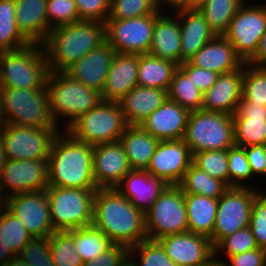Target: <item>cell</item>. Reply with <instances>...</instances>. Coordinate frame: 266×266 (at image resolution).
Segmentation results:
<instances>
[{"label":"cell","mask_w":266,"mask_h":266,"mask_svg":"<svg viewBox=\"0 0 266 266\" xmlns=\"http://www.w3.org/2000/svg\"><path fill=\"white\" fill-rule=\"evenodd\" d=\"M93 210L92 225L113 244L131 248L147 239L145 213L136 209L116 188H98Z\"/></svg>","instance_id":"obj_1"},{"label":"cell","mask_w":266,"mask_h":266,"mask_svg":"<svg viewBox=\"0 0 266 266\" xmlns=\"http://www.w3.org/2000/svg\"><path fill=\"white\" fill-rule=\"evenodd\" d=\"M106 41L105 23L81 20L51 29L43 43L49 71L64 72Z\"/></svg>","instance_id":"obj_2"},{"label":"cell","mask_w":266,"mask_h":266,"mask_svg":"<svg viewBox=\"0 0 266 266\" xmlns=\"http://www.w3.org/2000/svg\"><path fill=\"white\" fill-rule=\"evenodd\" d=\"M54 138L48 157V186L97 188L93 176V146L76 140L69 133Z\"/></svg>","instance_id":"obj_3"},{"label":"cell","mask_w":266,"mask_h":266,"mask_svg":"<svg viewBox=\"0 0 266 266\" xmlns=\"http://www.w3.org/2000/svg\"><path fill=\"white\" fill-rule=\"evenodd\" d=\"M48 74L43 44L31 43L16 51L0 53V87L46 88Z\"/></svg>","instance_id":"obj_4"},{"label":"cell","mask_w":266,"mask_h":266,"mask_svg":"<svg viewBox=\"0 0 266 266\" xmlns=\"http://www.w3.org/2000/svg\"><path fill=\"white\" fill-rule=\"evenodd\" d=\"M6 124L36 128H57L51 115L47 88L0 87Z\"/></svg>","instance_id":"obj_5"},{"label":"cell","mask_w":266,"mask_h":266,"mask_svg":"<svg viewBox=\"0 0 266 266\" xmlns=\"http://www.w3.org/2000/svg\"><path fill=\"white\" fill-rule=\"evenodd\" d=\"M46 88L54 121L57 122L58 115L69 117L68 126L102 101L101 92L85 86L65 72L49 71Z\"/></svg>","instance_id":"obj_6"},{"label":"cell","mask_w":266,"mask_h":266,"mask_svg":"<svg viewBox=\"0 0 266 266\" xmlns=\"http://www.w3.org/2000/svg\"><path fill=\"white\" fill-rule=\"evenodd\" d=\"M97 189L48 186L46 192L54 231H71L91 226Z\"/></svg>","instance_id":"obj_7"},{"label":"cell","mask_w":266,"mask_h":266,"mask_svg":"<svg viewBox=\"0 0 266 266\" xmlns=\"http://www.w3.org/2000/svg\"><path fill=\"white\" fill-rule=\"evenodd\" d=\"M127 126L119 103L102 100L73 121L67 132L76 140L95 146L119 141Z\"/></svg>","instance_id":"obj_8"},{"label":"cell","mask_w":266,"mask_h":266,"mask_svg":"<svg viewBox=\"0 0 266 266\" xmlns=\"http://www.w3.org/2000/svg\"><path fill=\"white\" fill-rule=\"evenodd\" d=\"M182 140L191 154L229 149L235 145L233 115L204 110L192 111Z\"/></svg>","instance_id":"obj_9"},{"label":"cell","mask_w":266,"mask_h":266,"mask_svg":"<svg viewBox=\"0 0 266 266\" xmlns=\"http://www.w3.org/2000/svg\"><path fill=\"white\" fill-rule=\"evenodd\" d=\"M146 235L149 240L188 232L185 194L178 185H168L145 213Z\"/></svg>","instance_id":"obj_10"},{"label":"cell","mask_w":266,"mask_h":266,"mask_svg":"<svg viewBox=\"0 0 266 266\" xmlns=\"http://www.w3.org/2000/svg\"><path fill=\"white\" fill-rule=\"evenodd\" d=\"M257 191L230 187L219 199L215 224L210 241L215 247L223 238L250 226L251 211Z\"/></svg>","instance_id":"obj_11"},{"label":"cell","mask_w":266,"mask_h":266,"mask_svg":"<svg viewBox=\"0 0 266 266\" xmlns=\"http://www.w3.org/2000/svg\"><path fill=\"white\" fill-rule=\"evenodd\" d=\"M159 16L158 10L154 14L129 19H107L106 41L119 53L148 54L152 44L154 24Z\"/></svg>","instance_id":"obj_12"},{"label":"cell","mask_w":266,"mask_h":266,"mask_svg":"<svg viewBox=\"0 0 266 266\" xmlns=\"http://www.w3.org/2000/svg\"><path fill=\"white\" fill-rule=\"evenodd\" d=\"M0 132L7 160L48 159L57 128L6 124Z\"/></svg>","instance_id":"obj_13"},{"label":"cell","mask_w":266,"mask_h":266,"mask_svg":"<svg viewBox=\"0 0 266 266\" xmlns=\"http://www.w3.org/2000/svg\"><path fill=\"white\" fill-rule=\"evenodd\" d=\"M242 4L223 36L233 45L236 54L247 63L256 53L260 38L266 32V6Z\"/></svg>","instance_id":"obj_14"},{"label":"cell","mask_w":266,"mask_h":266,"mask_svg":"<svg viewBox=\"0 0 266 266\" xmlns=\"http://www.w3.org/2000/svg\"><path fill=\"white\" fill-rule=\"evenodd\" d=\"M5 207L32 237H49L54 231L46 190L18 193L3 200Z\"/></svg>","instance_id":"obj_15"},{"label":"cell","mask_w":266,"mask_h":266,"mask_svg":"<svg viewBox=\"0 0 266 266\" xmlns=\"http://www.w3.org/2000/svg\"><path fill=\"white\" fill-rule=\"evenodd\" d=\"M48 184V159L7 160L0 180V198L6 187L13 193H7L3 200L18 193L46 190Z\"/></svg>","instance_id":"obj_16"},{"label":"cell","mask_w":266,"mask_h":266,"mask_svg":"<svg viewBox=\"0 0 266 266\" xmlns=\"http://www.w3.org/2000/svg\"><path fill=\"white\" fill-rule=\"evenodd\" d=\"M192 163V154L183 140L159 141L147 171L168 185H178Z\"/></svg>","instance_id":"obj_17"},{"label":"cell","mask_w":266,"mask_h":266,"mask_svg":"<svg viewBox=\"0 0 266 266\" xmlns=\"http://www.w3.org/2000/svg\"><path fill=\"white\" fill-rule=\"evenodd\" d=\"M157 241L177 266H201L215 256L210 238L201 234H171Z\"/></svg>","instance_id":"obj_18"},{"label":"cell","mask_w":266,"mask_h":266,"mask_svg":"<svg viewBox=\"0 0 266 266\" xmlns=\"http://www.w3.org/2000/svg\"><path fill=\"white\" fill-rule=\"evenodd\" d=\"M92 166L97 188H117L132 170L119 141L93 146Z\"/></svg>","instance_id":"obj_19"},{"label":"cell","mask_w":266,"mask_h":266,"mask_svg":"<svg viewBox=\"0 0 266 266\" xmlns=\"http://www.w3.org/2000/svg\"><path fill=\"white\" fill-rule=\"evenodd\" d=\"M116 53L114 47L105 41L64 72L85 86L102 93Z\"/></svg>","instance_id":"obj_20"},{"label":"cell","mask_w":266,"mask_h":266,"mask_svg":"<svg viewBox=\"0 0 266 266\" xmlns=\"http://www.w3.org/2000/svg\"><path fill=\"white\" fill-rule=\"evenodd\" d=\"M189 115V110L167 98L139 126L159 141L182 140Z\"/></svg>","instance_id":"obj_21"},{"label":"cell","mask_w":266,"mask_h":266,"mask_svg":"<svg viewBox=\"0 0 266 266\" xmlns=\"http://www.w3.org/2000/svg\"><path fill=\"white\" fill-rule=\"evenodd\" d=\"M243 66L219 74L212 87L203 94L201 110L233 115L242 100Z\"/></svg>","instance_id":"obj_22"},{"label":"cell","mask_w":266,"mask_h":266,"mask_svg":"<svg viewBox=\"0 0 266 266\" xmlns=\"http://www.w3.org/2000/svg\"><path fill=\"white\" fill-rule=\"evenodd\" d=\"M233 122L236 146L266 145V106L242 99L233 114Z\"/></svg>","instance_id":"obj_23"},{"label":"cell","mask_w":266,"mask_h":266,"mask_svg":"<svg viewBox=\"0 0 266 266\" xmlns=\"http://www.w3.org/2000/svg\"><path fill=\"white\" fill-rule=\"evenodd\" d=\"M167 186L163 179L151 175L147 170L132 169L116 189L136 209L146 213Z\"/></svg>","instance_id":"obj_24"},{"label":"cell","mask_w":266,"mask_h":266,"mask_svg":"<svg viewBox=\"0 0 266 266\" xmlns=\"http://www.w3.org/2000/svg\"><path fill=\"white\" fill-rule=\"evenodd\" d=\"M139 54L117 52L101 93L103 101L118 102L138 85Z\"/></svg>","instance_id":"obj_25"},{"label":"cell","mask_w":266,"mask_h":266,"mask_svg":"<svg viewBox=\"0 0 266 266\" xmlns=\"http://www.w3.org/2000/svg\"><path fill=\"white\" fill-rule=\"evenodd\" d=\"M188 62L195 67L215 71L218 74L232 72L244 65L233 45L223 35H216Z\"/></svg>","instance_id":"obj_26"},{"label":"cell","mask_w":266,"mask_h":266,"mask_svg":"<svg viewBox=\"0 0 266 266\" xmlns=\"http://www.w3.org/2000/svg\"><path fill=\"white\" fill-rule=\"evenodd\" d=\"M168 98L167 91L137 85L118 101L127 125H140Z\"/></svg>","instance_id":"obj_27"},{"label":"cell","mask_w":266,"mask_h":266,"mask_svg":"<svg viewBox=\"0 0 266 266\" xmlns=\"http://www.w3.org/2000/svg\"><path fill=\"white\" fill-rule=\"evenodd\" d=\"M15 18L21 33L31 42L43 44L51 28L48 26L47 0H14Z\"/></svg>","instance_id":"obj_28"},{"label":"cell","mask_w":266,"mask_h":266,"mask_svg":"<svg viewBox=\"0 0 266 266\" xmlns=\"http://www.w3.org/2000/svg\"><path fill=\"white\" fill-rule=\"evenodd\" d=\"M178 14L185 16L179 23L181 32V64L189 61L207 42L216 35L209 28L198 8L182 9Z\"/></svg>","instance_id":"obj_29"},{"label":"cell","mask_w":266,"mask_h":266,"mask_svg":"<svg viewBox=\"0 0 266 266\" xmlns=\"http://www.w3.org/2000/svg\"><path fill=\"white\" fill-rule=\"evenodd\" d=\"M149 54L181 65V32L177 20L162 15L156 19Z\"/></svg>","instance_id":"obj_30"},{"label":"cell","mask_w":266,"mask_h":266,"mask_svg":"<svg viewBox=\"0 0 266 266\" xmlns=\"http://www.w3.org/2000/svg\"><path fill=\"white\" fill-rule=\"evenodd\" d=\"M119 142L124 148L130 168L146 170L159 140L139 125H128Z\"/></svg>","instance_id":"obj_31"},{"label":"cell","mask_w":266,"mask_h":266,"mask_svg":"<svg viewBox=\"0 0 266 266\" xmlns=\"http://www.w3.org/2000/svg\"><path fill=\"white\" fill-rule=\"evenodd\" d=\"M188 232L210 238L218 209V199L196 194H185Z\"/></svg>","instance_id":"obj_32"},{"label":"cell","mask_w":266,"mask_h":266,"mask_svg":"<svg viewBox=\"0 0 266 266\" xmlns=\"http://www.w3.org/2000/svg\"><path fill=\"white\" fill-rule=\"evenodd\" d=\"M179 67L172 60L140 54L138 62V85L168 91L175 70Z\"/></svg>","instance_id":"obj_33"},{"label":"cell","mask_w":266,"mask_h":266,"mask_svg":"<svg viewBox=\"0 0 266 266\" xmlns=\"http://www.w3.org/2000/svg\"><path fill=\"white\" fill-rule=\"evenodd\" d=\"M184 194H196L219 199L230 187L223 181L209 176L193 163L178 184Z\"/></svg>","instance_id":"obj_34"},{"label":"cell","mask_w":266,"mask_h":266,"mask_svg":"<svg viewBox=\"0 0 266 266\" xmlns=\"http://www.w3.org/2000/svg\"><path fill=\"white\" fill-rule=\"evenodd\" d=\"M31 44L21 33L15 18V1L0 0V53L16 51Z\"/></svg>","instance_id":"obj_35"},{"label":"cell","mask_w":266,"mask_h":266,"mask_svg":"<svg viewBox=\"0 0 266 266\" xmlns=\"http://www.w3.org/2000/svg\"><path fill=\"white\" fill-rule=\"evenodd\" d=\"M244 0H206L197 8L215 35H223Z\"/></svg>","instance_id":"obj_36"},{"label":"cell","mask_w":266,"mask_h":266,"mask_svg":"<svg viewBox=\"0 0 266 266\" xmlns=\"http://www.w3.org/2000/svg\"><path fill=\"white\" fill-rule=\"evenodd\" d=\"M167 95L169 100L177 102L190 112L202 108L203 93L180 67L174 72Z\"/></svg>","instance_id":"obj_37"},{"label":"cell","mask_w":266,"mask_h":266,"mask_svg":"<svg viewBox=\"0 0 266 266\" xmlns=\"http://www.w3.org/2000/svg\"><path fill=\"white\" fill-rule=\"evenodd\" d=\"M75 252L83 263L92 261L109 249L113 243L93 225L74 229Z\"/></svg>","instance_id":"obj_38"},{"label":"cell","mask_w":266,"mask_h":266,"mask_svg":"<svg viewBox=\"0 0 266 266\" xmlns=\"http://www.w3.org/2000/svg\"><path fill=\"white\" fill-rule=\"evenodd\" d=\"M4 209L6 211H1L0 214V243L7 247L13 256H18L33 237L13 213L6 207Z\"/></svg>","instance_id":"obj_39"},{"label":"cell","mask_w":266,"mask_h":266,"mask_svg":"<svg viewBox=\"0 0 266 266\" xmlns=\"http://www.w3.org/2000/svg\"><path fill=\"white\" fill-rule=\"evenodd\" d=\"M50 253L55 266H83L80 255L75 252L74 230L53 232Z\"/></svg>","instance_id":"obj_40"},{"label":"cell","mask_w":266,"mask_h":266,"mask_svg":"<svg viewBox=\"0 0 266 266\" xmlns=\"http://www.w3.org/2000/svg\"><path fill=\"white\" fill-rule=\"evenodd\" d=\"M244 66L242 99L249 104L266 106V68L248 66L247 63Z\"/></svg>","instance_id":"obj_41"},{"label":"cell","mask_w":266,"mask_h":266,"mask_svg":"<svg viewBox=\"0 0 266 266\" xmlns=\"http://www.w3.org/2000/svg\"><path fill=\"white\" fill-rule=\"evenodd\" d=\"M192 163L209 176L221 180L229 186L227 149L194 153L192 154Z\"/></svg>","instance_id":"obj_42"},{"label":"cell","mask_w":266,"mask_h":266,"mask_svg":"<svg viewBox=\"0 0 266 266\" xmlns=\"http://www.w3.org/2000/svg\"><path fill=\"white\" fill-rule=\"evenodd\" d=\"M158 0H111L108 19H129L156 13Z\"/></svg>","instance_id":"obj_43"},{"label":"cell","mask_w":266,"mask_h":266,"mask_svg":"<svg viewBox=\"0 0 266 266\" xmlns=\"http://www.w3.org/2000/svg\"><path fill=\"white\" fill-rule=\"evenodd\" d=\"M131 249H138V253L140 254L138 255L140 256V264L138 265L134 260L131 261V259H129L132 266H177L167 256V253L165 252L164 248L157 240H143L137 245H134L133 247L129 248V251H132Z\"/></svg>","instance_id":"obj_44"},{"label":"cell","mask_w":266,"mask_h":266,"mask_svg":"<svg viewBox=\"0 0 266 266\" xmlns=\"http://www.w3.org/2000/svg\"><path fill=\"white\" fill-rule=\"evenodd\" d=\"M28 266H55L50 253V236L32 238L18 254Z\"/></svg>","instance_id":"obj_45"},{"label":"cell","mask_w":266,"mask_h":266,"mask_svg":"<svg viewBox=\"0 0 266 266\" xmlns=\"http://www.w3.org/2000/svg\"><path fill=\"white\" fill-rule=\"evenodd\" d=\"M259 248L250 227H245L223 238L215 247L214 255L218 250L226 252L228 257ZM217 250V251H216Z\"/></svg>","instance_id":"obj_46"},{"label":"cell","mask_w":266,"mask_h":266,"mask_svg":"<svg viewBox=\"0 0 266 266\" xmlns=\"http://www.w3.org/2000/svg\"><path fill=\"white\" fill-rule=\"evenodd\" d=\"M46 9L48 26L51 29L79 21V12L74 0H47ZM53 19L54 23L51 22Z\"/></svg>","instance_id":"obj_47"},{"label":"cell","mask_w":266,"mask_h":266,"mask_svg":"<svg viewBox=\"0 0 266 266\" xmlns=\"http://www.w3.org/2000/svg\"><path fill=\"white\" fill-rule=\"evenodd\" d=\"M227 156L229 187H243L238 180L248 179L252 175L245 148L234 145L227 149Z\"/></svg>","instance_id":"obj_48"},{"label":"cell","mask_w":266,"mask_h":266,"mask_svg":"<svg viewBox=\"0 0 266 266\" xmlns=\"http://www.w3.org/2000/svg\"><path fill=\"white\" fill-rule=\"evenodd\" d=\"M249 227L259 248L266 250V194H256Z\"/></svg>","instance_id":"obj_49"},{"label":"cell","mask_w":266,"mask_h":266,"mask_svg":"<svg viewBox=\"0 0 266 266\" xmlns=\"http://www.w3.org/2000/svg\"><path fill=\"white\" fill-rule=\"evenodd\" d=\"M79 12V21H100L105 23L110 14L111 0H74Z\"/></svg>","instance_id":"obj_50"},{"label":"cell","mask_w":266,"mask_h":266,"mask_svg":"<svg viewBox=\"0 0 266 266\" xmlns=\"http://www.w3.org/2000/svg\"><path fill=\"white\" fill-rule=\"evenodd\" d=\"M129 252L126 246L113 244L102 255L83 263V266H124L129 261Z\"/></svg>","instance_id":"obj_51"},{"label":"cell","mask_w":266,"mask_h":266,"mask_svg":"<svg viewBox=\"0 0 266 266\" xmlns=\"http://www.w3.org/2000/svg\"><path fill=\"white\" fill-rule=\"evenodd\" d=\"M179 67L189 76V78H192L195 86L203 94L212 87L219 76L215 71L195 67L188 61L183 62Z\"/></svg>","instance_id":"obj_52"},{"label":"cell","mask_w":266,"mask_h":266,"mask_svg":"<svg viewBox=\"0 0 266 266\" xmlns=\"http://www.w3.org/2000/svg\"><path fill=\"white\" fill-rule=\"evenodd\" d=\"M231 266H266V250L256 248L229 257Z\"/></svg>","instance_id":"obj_53"},{"label":"cell","mask_w":266,"mask_h":266,"mask_svg":"<svg viewBox=\"0 0 266 266\" xmlns=\"http://www.w3.org/2000/svg\"><path fill=\"white\" fill-rule=\"evenodd\" d=\"M252 174H266V145L244 147Z\"/></svg>","instance_id":"obj_54"},{"label":"cell","mask_w":266,"mask_h":266,"mask_svg":"<svg viewBox=\"0 0 266 266\" xmlns=\"http://www.w3.org/2000/svg\"><path fill=\"white\" fill-rule=\"evenodd\" d=\"M249 65L266 68V32L260 38V42L254 56L247 62Z\"/></svg>","instance_id":"obj_55"},{"label":"cell","mask_w":266,"mask_h":266,"mask_svg":"<svg viewBox=\"0 0 266 266\" xmlns=\"http://www.w3.org/2000/svg\"><path fill=\"white\" fill-rule=\"evenodd\" d=\"M162 0H158V3L160 5ZM165 3H168L171 5V8H175L176 10H182V9H191L195 8V0H163Z\"/></svg>","instance_id":"obj_56"},{"label":"cell","mask_w":266,"mask_h":266,"mask_svg":"<svg viewBox=\"0 0 266 266\" xmlns=\"http://www.w3.org/2000/svg\"><path fill=\"white\" fill-rule=\"evenodd\" d=\"M13 257V254L7 249V247L0 243V261H2L0 266H5Z\"/></svg>","instance_id":"obj_57"},{"label":"cell","mask_w":266,"mask_h":266,"mask_svg":"<svg viewBox=\"0 0 266 266\" xmlns=\"http://www.w3.org/2000/svg\"><path fill=\"white\" fill-rule=\"evenodd\" d=\"M7 157L3 148V138L2 133L0 132V180L3 174L4 166L6 165Z\"/></svg>","instance_id":"obj_58"},{"label":"cell","mask_w":266,"mask_h":266,"mask_svg":"<svg viewBox=\"0 0 266 266\" xmlns=\"http://www.w3.org/2000/svg\"><path fill=\"white\" fill-rule=\"evenodd\" d=\"M5 266H28L20 257L14 256Z\"/></svg>","instance_id":"obj_59"},{"label":"cell","mask_w":266,"mask_h":266,"mask_svg":"<svg viewBox=\"0 0 266 266\" xmlns=\"http://www.w3.org/2000/svg\"><path fill=\"white\" fill-rule=\"evenodd\" d=\"M201 266H226V264L224 262H221L220 260H215V258L213 257L206 264Z\"/></svg>","instance_id":"obj_60"},{"label":"cell","mask_w":266,"mask_h":266,"mask_svg":"<svg viewBox=\"0 0 266 266\" xmlns=\"http://www.w3.org/2000/svg\"><path fill=\"white\" fill-rule=\"evenodd\" d=\"M6 125L5 119L3 116V106H2V97L0 92V130Z\"/></svg>","instance_id":"obj_61"},{"label":"cell","mask_w":266,"mask_h":266,"mask_svg":"<svg viewBox=\"0 0 266 266\" xmlns=\"http://www.w3.org/2000/svg\"><path fill=\"white\" fill-rule=\"evenodd\" d=\"M204 1H206V0H195V8H197V6H199Z\"/></svg>","instance_id":"obj_62"},{"label":"cell","mask_w":266,"mask_h":266,"mask_svg":"<svg viewBox=\"0 0 266 266\" xmlns=\"http://www.w3.org/2000/svg\"><path fill=\"white\" fill-rule=\"evenodd\" d=\"M3 208H5V204H4V202L2 201V202L0 203V214H1V211L3 210Z\"/></svg>","instance_id":"obj_63"},{"label":"cell","mask_w":266,"mask_h":266,"mask_svg":"<svg viewBox=\"0 0 266 266\" xmlns=\"http://www.w3.org/2000/svg\"><path fill=\"white\" fill-rule=\"evenodd\" d=\"M124 266H132L130 261H128Z\"/></svg>","instance_id":"obj_64"}]
</instances>
